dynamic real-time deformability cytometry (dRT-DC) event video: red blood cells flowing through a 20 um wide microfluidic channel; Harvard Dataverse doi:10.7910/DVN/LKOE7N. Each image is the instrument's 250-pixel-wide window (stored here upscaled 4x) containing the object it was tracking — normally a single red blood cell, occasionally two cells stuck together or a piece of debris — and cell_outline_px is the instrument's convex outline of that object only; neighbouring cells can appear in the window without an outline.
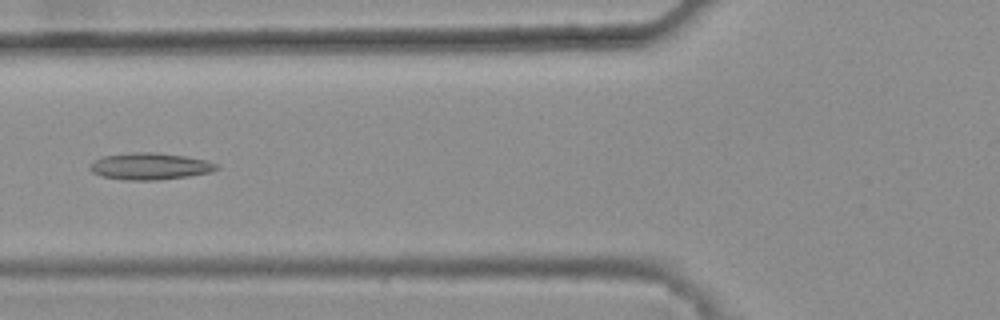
{"species": "common noctule bat (a hibernating species)", "species_latin": "Nyctalus noctula", "temperature_condition": "warm", "stored_images_in_passage": 3, "camera_frame_rate_fps": 3000, "um_per_image_px": 0.085, "animal": {"sex": "female", "body_mass_g": 25.1}, "frame": {"image": 1, "passage_image": 2, "time_ms": 0.333, "image_size_px": [1000, 320], "cell_outline_px": [[220, 168], [212, 172], [188, 176], [156, 180], [128, 180], [100, 176], [92, 172], [88, 168], [88, 164], [104, 156], [132, 152], [156, 152], [184, 156], [204, 160], [220, 164]], "centroid_in_image_um": [12.75, 14.13], "position_along_channel_um": 113.1, "area_um2": 19.83}}
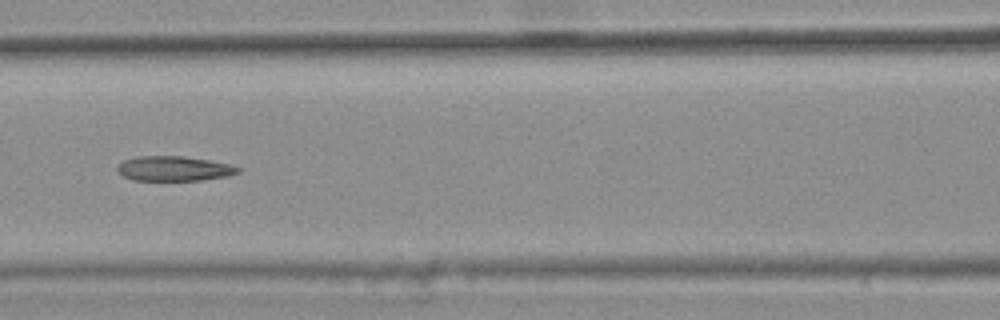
{"frame": {"image": 2, "passage_image": 3, "time_ms": 0.667, "image_size_px": [1000, 320], "cell_outline_px": [[240, 172], [228, 176], [200, 180], [132, 180], [124, 176], [116, 168], [124, 160], [136, 156], [184, 156], [208, 160], [228, 164], [240, 168]], "centroid_in_image_um": [14.79, 14.32], "position_along_channel_um": 151.8, "area_um2": 17.28}}